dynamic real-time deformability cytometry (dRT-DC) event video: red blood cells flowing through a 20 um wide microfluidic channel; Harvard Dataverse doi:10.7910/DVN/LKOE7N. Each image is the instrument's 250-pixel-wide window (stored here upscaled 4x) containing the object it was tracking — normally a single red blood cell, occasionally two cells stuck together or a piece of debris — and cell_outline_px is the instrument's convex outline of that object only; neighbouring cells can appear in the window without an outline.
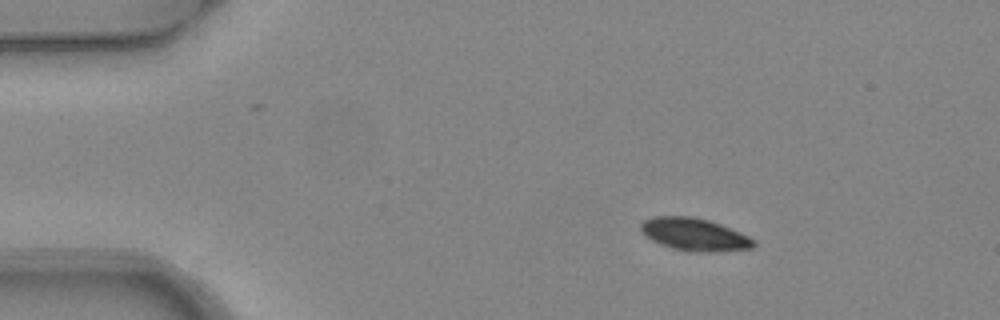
{"species": "common noctule bat (a hibernating species)", "species_latin": "Nyctalus noctula", "temperature_condition": "warm", "stored_images_in_passage": 4, "camera_frame_rate_fps": 3000, "um_per_image_px": 0.085, "animal": {"sex": "female", "body_mass_g": 24.6, "forearm_length_mm": 56.2}, "frame": {"image": 1, "passage_image": 2, "time_ms": 0.333, "image_size_px": [1000, 320], "cell_outline_px": [[756, 244], [752, 248], [716, 252], [688, 252], [672, 248], [660, 244], [644, 236], [640, 232], [640, 224], [644, 220], [652, 216], [692, 216], [708, 220], [720, 224], [740, 232], [756, 240]], "centroid_in_image_um": [59.0, 19.93], "position_along_channel_um": 26.0, "area_um2": 21.73}}